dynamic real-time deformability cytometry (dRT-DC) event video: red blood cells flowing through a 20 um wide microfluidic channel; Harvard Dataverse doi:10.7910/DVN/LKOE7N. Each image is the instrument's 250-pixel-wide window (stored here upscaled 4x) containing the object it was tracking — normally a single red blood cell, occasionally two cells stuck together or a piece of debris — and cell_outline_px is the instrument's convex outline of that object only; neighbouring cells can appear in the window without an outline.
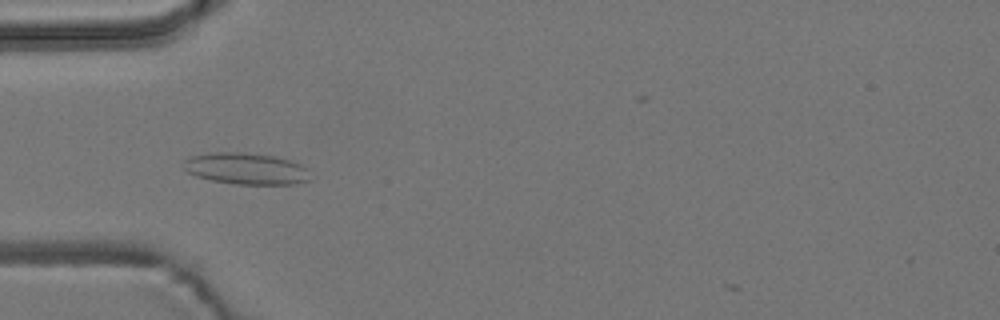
{"species": "common noctule bat (a hibernating species)", "species_latin": "Nyctalus noctula", "temperature_condition": "room temperature", "stored_images_in_passage": 54, "camera_frame_rate_fps": 3000, "um_per_image_px": 0.085, "animal": {"sex": "male", "body_mass_g": 19.2, "forearm_length_mm": 51.8}, "frame": {"image": 1, "passage_image": 18, "time_ms": 5.667, "image_size_px": [1000, 320], "cell_outline_px": [[312, 180], [296, 184], [236, 184], [212, 180], [196, 176], [188, 172], [184, 168], [184, 160], [192, 156], [216, 152], [240, 152], [276, 156], [292, 160], [300, 164], [304, 168]], "centroid_in_image_um": [20.94, 14.33], "position_along_channel_um": 64.1, "area_um2": 23.18}}
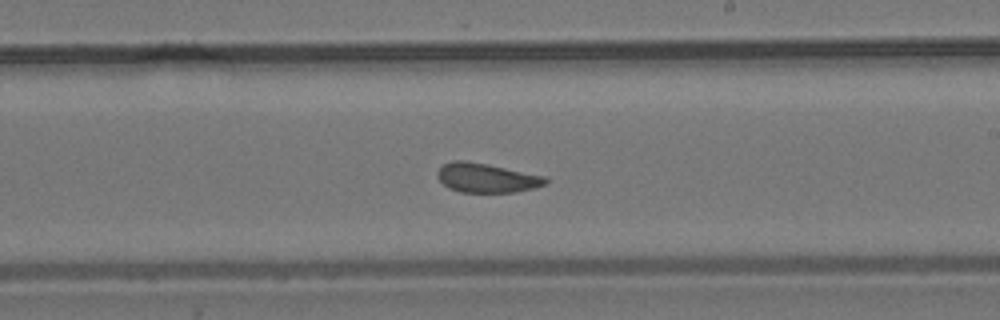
{"frame": {"image": 2, "passage_image": 33, "time_ms": 10.667, "image_size_px": [1000, 320], "cell_outline_px": [[548, 180], [544, 184], [536, 188], [516, 192], [460, 192], [448, 188], [436, 176], [436, 172], [444, 164], [452, 160], [464, 160], [544, 176]], "centroid_in_image_um": [41.32, 15.13], "position_along_channel_um": 247.7, "area_um2": 18.21}}
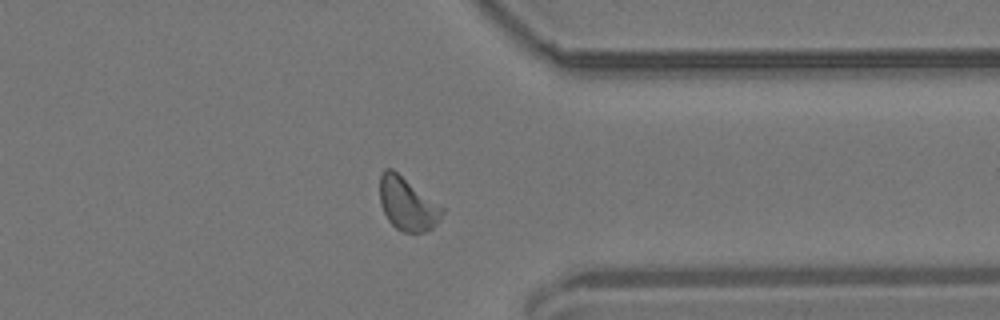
{"frame": {"image": 3, "passage_image": 44, "time_ms": 14.333, "image_size_px": [1000, 320], "cell_outline_px": [[444, 212], [440, 220], [432, 228], [424, 232], [400, 232], [388, 220], [380, 204], [380, 172], [384, 168], [392, 168], [444, 208]], "centroid_in_image_um": [34.61, 17.33], "position_along_channel_um": 376.8, "area_um2": 19.31}}